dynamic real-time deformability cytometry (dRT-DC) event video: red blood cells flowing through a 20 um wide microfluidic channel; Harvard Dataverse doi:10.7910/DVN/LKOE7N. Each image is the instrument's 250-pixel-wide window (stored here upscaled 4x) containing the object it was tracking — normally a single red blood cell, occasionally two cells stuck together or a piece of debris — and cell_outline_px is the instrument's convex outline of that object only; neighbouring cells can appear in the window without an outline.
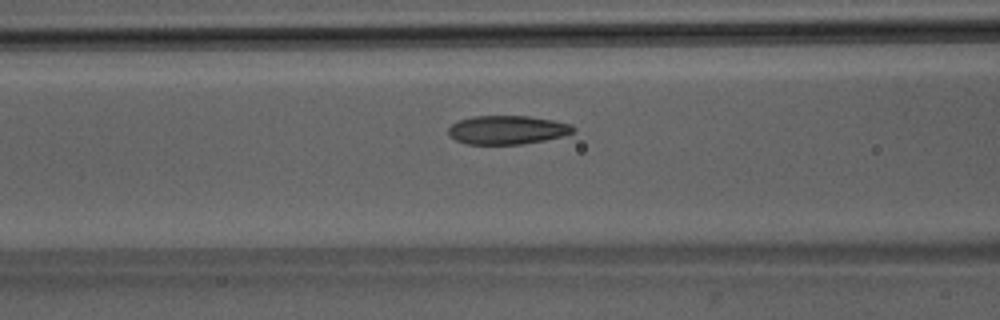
{"species": "Egyptian fruit bat (a non-hibernating species)", "species_latin": "Rousettus aegyptiacus", "temperature_condition": "room temperature", "stored_images_in_passage": 45, "segment_of_instrument_passage": [1, 2], "camera_frame_rate_fps": 3000, "um_per_image_px": 0.085, "animal": {"sex": "male"}, "frame": {"image": 1, "passage_image": 14, "time_ms": 4.333, "image_size_px": [1000, 320], "cell_outline_px": [[576, 132], [564, 136], [544, 140], [520, 144], [468, 144], [456, 140], [448, 136], [448, 128], [456, 120], [472, 116], [528, 116], [552, 120], [572, 124], [576, 128]], "centroid_in_image_um": [43.12, 11.03], "position_along_channel_um": 123.5, "area_um2": 21.1}}
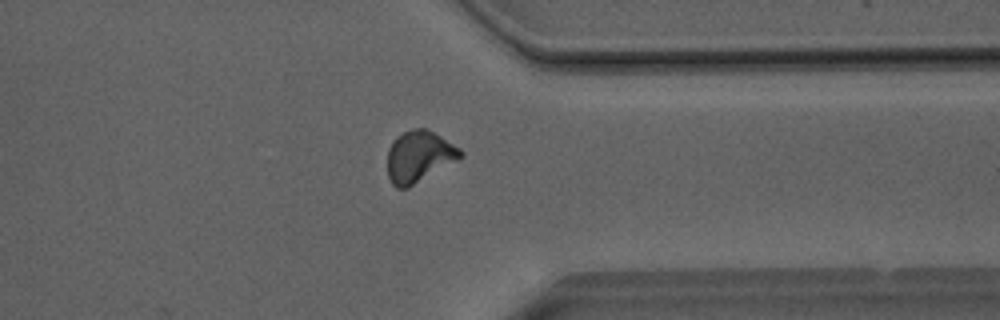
{"frame": {"image": 2, "passage_image": 33, "time_ms": 10.667, "image_size_px": [1000, 320], "cell_outline_px": [[464, 156], [408, 188], [396, 188], [392, 184], [388, 176], [388, 148], [396, 136], [412, 128], [424, 128], [440, 136], [460, 148], [464, 152]], "centroid_in_image_um": [35.61, 13.31], "position_along_channel_um": 375.8, "area_um2": 21.79}}
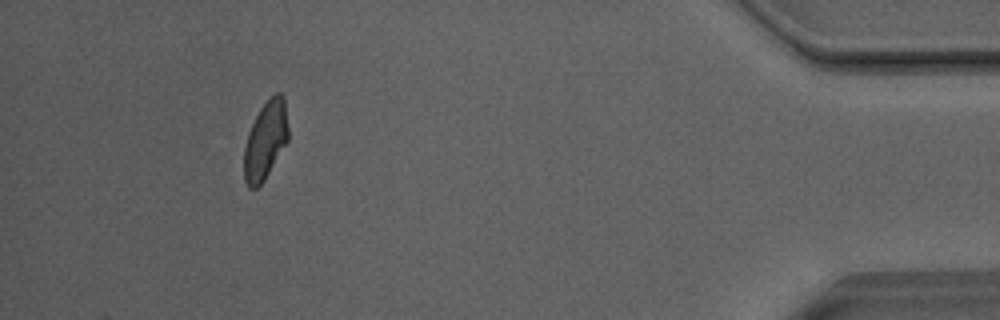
{"frame": {"image": 3, "passage_image": 40, "time_ms": 13.0, "image_size_px": [1000, 320], "cell_outline_px": [[288, 140], [264, 180], [256, 188], [248, 188], [244, 180], [244, 148], [248, 132], [260, 108], [276, 92], [280, 92], [284, 96], [288, 128]], "centroid_in_image_um": [22.56, 11.93], "position_along_channel_um": 412.6, "area_um2": 19.94}}